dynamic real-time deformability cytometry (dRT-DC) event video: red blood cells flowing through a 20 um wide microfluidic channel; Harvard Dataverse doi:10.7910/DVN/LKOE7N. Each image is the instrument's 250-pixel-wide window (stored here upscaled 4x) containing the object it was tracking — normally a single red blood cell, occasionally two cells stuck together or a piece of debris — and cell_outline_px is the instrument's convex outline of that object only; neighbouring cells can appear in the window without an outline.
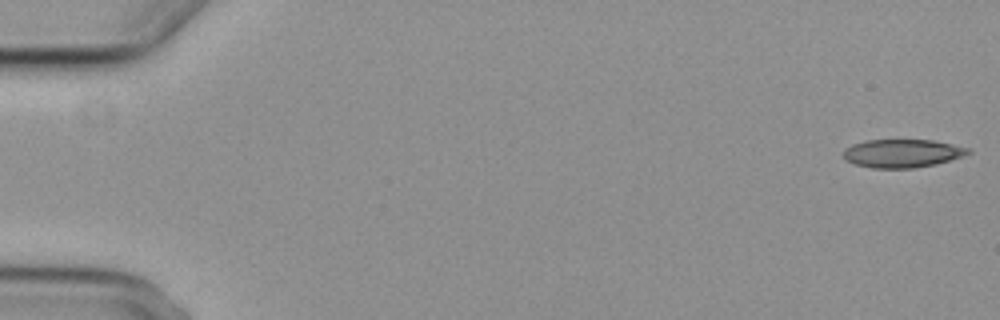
{"species": "common noctule bat (a hibernating species)", "species_latin": "Nyctalus noctula", "temperature_condition": "cold", "stored_images_in_passage": 6, "camera_frame_rate_fps": 3000, "um_per_image_px": 0.085, "animal": {"sex": "female", "body_mass_g": 29.2, "forearm_length_mm": 56.3}, "frame": {"image": 1, "passage_image": 1, "time_ms": 0.0, "image_size_px": [1000, 320], "cell_outline_px": [[972, 152], [964, 156], [936, 164], [912, 168], [872, 168], [856, 164], [844, 160], [844, 148], [852, 144], [864, 140], [932, 140], [972, 148]], "centroid_in_image_um": [76.71, 13.03], "position_along_channel_um": 8.3, "area_um2": 20.69}}